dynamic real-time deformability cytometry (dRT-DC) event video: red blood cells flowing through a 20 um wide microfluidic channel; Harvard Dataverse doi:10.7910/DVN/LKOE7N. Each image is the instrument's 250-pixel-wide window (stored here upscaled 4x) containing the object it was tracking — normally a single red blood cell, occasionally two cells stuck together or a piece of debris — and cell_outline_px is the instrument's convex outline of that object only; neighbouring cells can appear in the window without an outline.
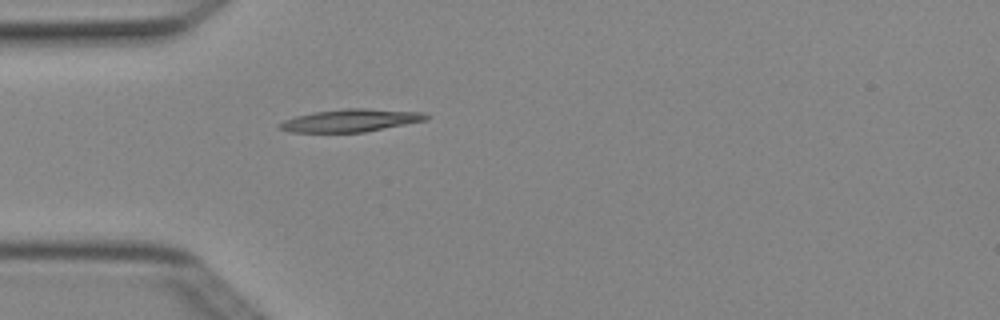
{"species": "Egyptian fruit bat (a non-hibernating species)", "species_latin": "Rousettus aegyptiacus", "temperature_condition": "cold", "stored_images_in_passage": 1, "camera_frame_rate_fps": 3000, "um_per_image_px": 0.085, "animal": {"sex": "female"}, "frame": {"image": 1, "passage_image": 1, "time_ms": 0.0, "image_size_px": [1000, 320], "cell_outline_px": [[428, 120], [364, 132], [292, 132], [276, 128], [276, 124], [284, 120], [296, 116], [312, 112], [344, 108], [364, 108], [424, 112], [428, 116]], "centroid_in_image_um": [29.77, 10.23], "position_along_channel_um": 55.2, "area_um2": 19.48}}